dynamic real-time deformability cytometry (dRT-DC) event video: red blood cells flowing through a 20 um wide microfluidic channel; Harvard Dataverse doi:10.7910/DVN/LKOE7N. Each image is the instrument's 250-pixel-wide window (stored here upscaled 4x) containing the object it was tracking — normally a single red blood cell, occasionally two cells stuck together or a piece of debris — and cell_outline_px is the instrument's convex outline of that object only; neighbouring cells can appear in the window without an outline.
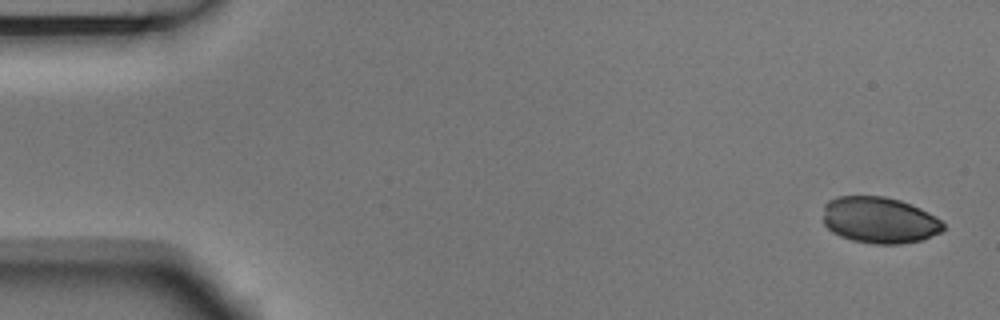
{"species": "Egyptian fruit bat (a non-hibernating species)", "species_latin": "Rousettus aegyptiacus", "temperature_condition": "room temperature", "stored_images_in_passage": 5, "camera_frame_rate_fps": 3000, "um_per_image_px": 0.085, "animal": {"sex": "male"}, "frame": {"image": 1, "passage_image": 1, "time_ms": 0.0, "image_size_px": [1000, 320], "cell_outline_px": [[944, 228], [940, 232], [920, 240], [900, 244], [876, 244], [852, 240], [840, 236], [832, 232], [824, 224], [824, 204], [828, 200], [836, 196], [884, 196], [900, 200], [920, 208], [928, 212], [940, 220], [944, 224]], "centroid_in_image_um": [74.72, 18.7], "position_along_channel_um": 10.3, "area_um2": 32.43}}
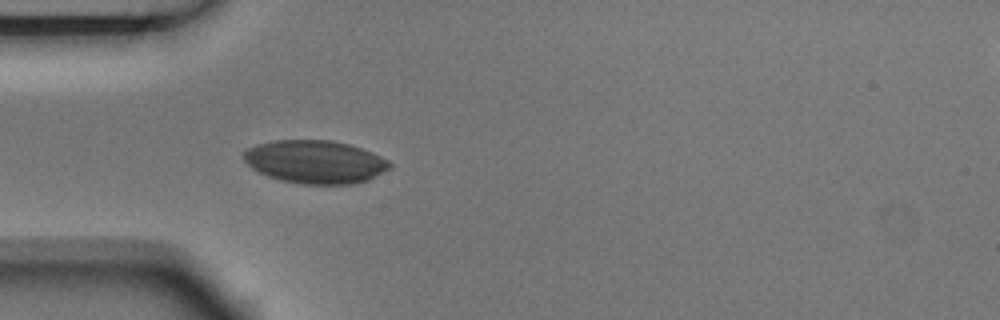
{"frame": {"image": 2, "passage_image": 5, "time_ms": 1.333, "image_size_px": [1000, 320], "cell_outline_px": [[392, 168], [368, 180], [352, 184], [300, 184], [280, 180], [268, 176], [252, 168], [244, 160], [244, 152], [248, 148], [256, 144], [276, 140], [332, 140], [348, 144], [360, 148], [380, 156], [388, 160], [392, 164]], "centroid_in_image_um": [26.8, 13.76], "position_along_channel_um": 58.2, "area_um2": 36.65}}